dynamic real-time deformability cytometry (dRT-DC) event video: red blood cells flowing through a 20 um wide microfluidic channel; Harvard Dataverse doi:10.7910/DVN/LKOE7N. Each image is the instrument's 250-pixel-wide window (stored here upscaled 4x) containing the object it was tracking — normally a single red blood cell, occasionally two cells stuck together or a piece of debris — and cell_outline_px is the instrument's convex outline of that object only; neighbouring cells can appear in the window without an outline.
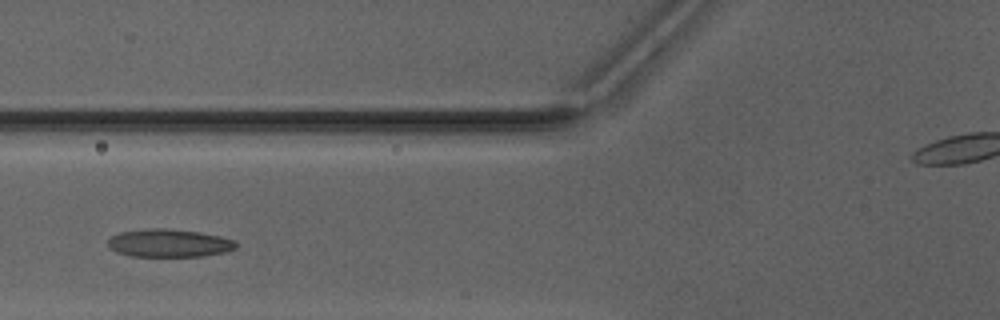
{"species": "Egyptian fruit bat (a non-hibernating species)", "species_latin": "Rousettus aegyptiacus", "temperature_condition": "warm", "stored_images_in_passage": 34, "camera_frame_rate_fps": 3000, "um_per_image_px": 0.085, "animal": {"sex": "male"}, "frame": {"image": 1, "passage_image": 13, "time_ms": 4.0, "image_size_px": [1000, 320], "cell_outline_px": [[240, 244], [236, 248], [224, 252], [204, 256], [132, 256], [116, 252], [108, 248], [108, 240], [112, 236], [120, 232], [148, 228], [168, 228], [200, 232], [220, 236], [236, 240]], "centroid_in_image_um": [14.39, 20.66], "position_along_channel_um": 111.4, "area_um2": 21.1}}
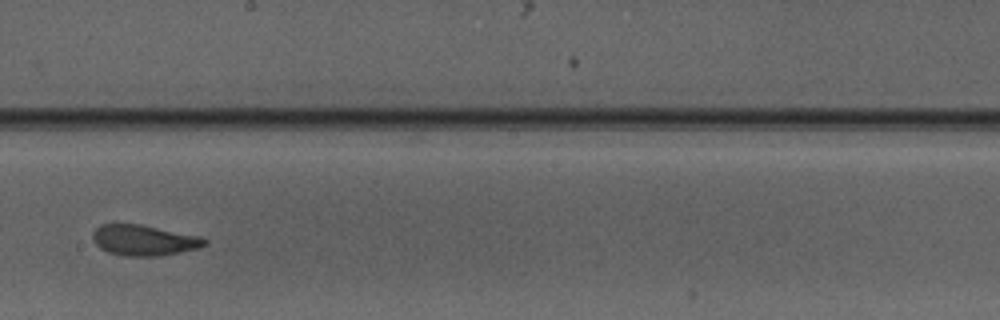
{"frame": {"image": 2, "passage_image": 22, "time_ms": 7.0, "image_size_px": [1000, 320], "cell_outline_px": [[208, 240], [200, 248], [160, 256], [124, 256], [108, 252], [100, 248], [92, 240], [92, 232], [100, 224], [140, 224], [200, 236]], "centroid_in_image_um": [12.21, 20.42], "position_along_channel_um": 236.0, "area_um2": 20.06}}
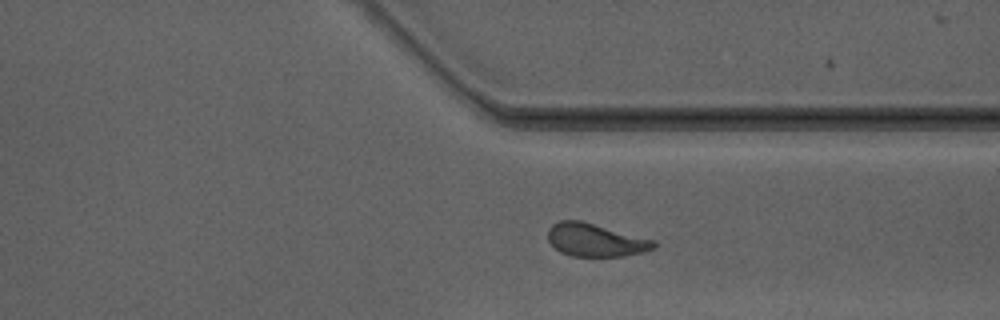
{"frame": {"image": 3, "passage_image": 31, "time_ms": 10.0, "image_size_px": [1000, 320], "cell_outline_px": [[656, 244], [652, 248], [640, 252], [624, 256], [572, 256], [560, 252], [548, 240], [548, 228], [552, 224], [560, 220], [580, 220], [656, 240]], "centroid_in_image_um": [50.58, 20.39], "position_along_channel_um": 360.8, "area_um2": 20.23}, "authors_computed_cell_mechanics": {"area_um2": 20.4034, "velocity_mm_per_s": 4.1617, "shape_relaxation_time_tau1_ms": 3.3394, "shape_relaxation_time_tau2_ms": 1.2784, "deformation_change_tau1": 0.1527, "deformation_change_tau2": 0.0877}}